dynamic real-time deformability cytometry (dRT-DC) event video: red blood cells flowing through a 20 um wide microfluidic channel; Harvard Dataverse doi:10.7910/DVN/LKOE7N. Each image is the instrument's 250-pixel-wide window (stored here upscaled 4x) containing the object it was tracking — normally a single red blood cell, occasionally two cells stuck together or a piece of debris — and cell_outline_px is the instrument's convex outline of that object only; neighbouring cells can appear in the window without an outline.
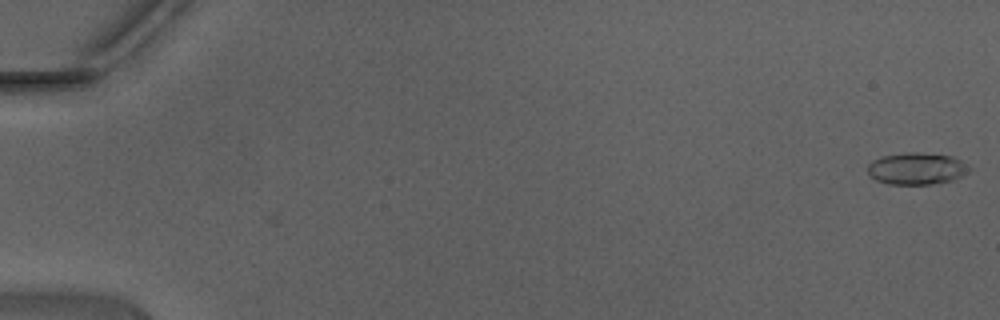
{"species": "Egyptian fruit bat (a non-hibernating species)", "species_latin": "Rousettus aegyptiacus", "temperature_condition": "warm", "stored_images_in_passage": 29, "camera_frame_rate_fps": 3000, "um_per_image_px": 0.085, "animal": {"sex": "male"}, "frame": {"image": 1, "passage_image": 1, "time_ms": 0.0, "image_size_px": [1000, 320], "cell_outline_px": [[972, 168], [960, 176], [952, 180], [932, 184], [888, 184], [876, 180], [868, 176], [868, 164], [872, 160], [880, 156], [904, 152], [916, 152], [952, 156], [968, 164]], "centroid_in_image_um": [77.88, 14.32], "position_along_channel_um": 7.1, "area_um2": 19.02}}
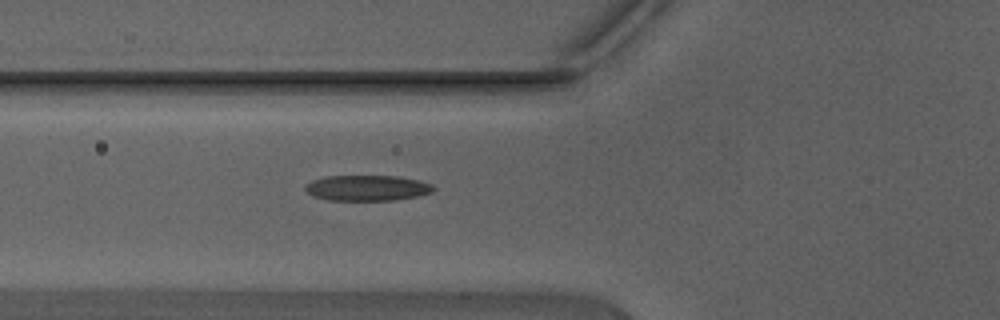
{"frame": {"image": 2, "passage_image": 19, "time_ms": 6.0, "image_size_px": [1000, 320], "cell_outline_px": [[436, 188], [432, 192], [416, 196], [396, 200], [328, 200], [312, 196], [304, 188], [304, 184], [312, 180], [328, 176], [400, 176], [420, 180], [432, 184]], "centroid_in_image_um": [31.21, 15.97], "position_along_channel_um": 94.6, "area_um2": 19.25}}
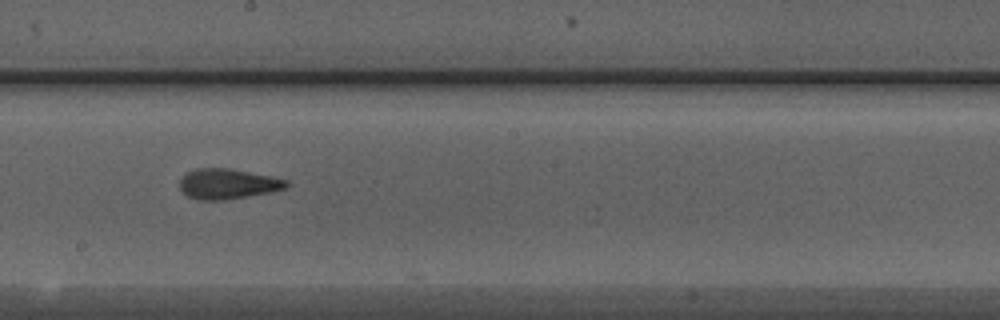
{"frame": {"image": 3, "passage_image": 28, "time_ms": 9.0, "image_size_px": [1000, 320], "cell_outline_px": [[288, 188], [272, 192], [220, 200], [200, 200], [188, 196], [180, 188], [180, 176], [196, 168], [228, 168], [272, 176], [288, 180]], "centroid_in_image_um": [19.37, 15.62], "position_along_channel_um": 228.8, "area_um2": 18.79}}